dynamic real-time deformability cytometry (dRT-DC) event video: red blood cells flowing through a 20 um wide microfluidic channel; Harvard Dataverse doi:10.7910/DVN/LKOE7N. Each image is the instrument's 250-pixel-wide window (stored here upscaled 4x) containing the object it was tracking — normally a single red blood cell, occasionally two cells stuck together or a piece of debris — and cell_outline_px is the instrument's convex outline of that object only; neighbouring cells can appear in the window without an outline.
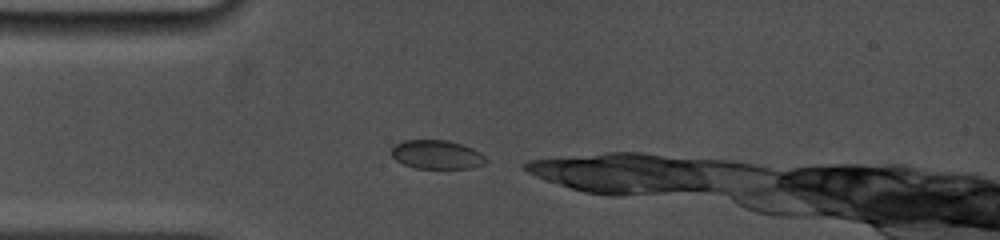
{"species": "common noctule bat (a hibernating species)", "species_latin": "Nyctalus noctula", "temperature_condition": "cold", "stored_images_in_passage": 54, "camera_frame_rate_fps": 5000, "um_per_image_px": 0.085, "animal": {"sex": "female", "body_mass_g": 19.0, "forearm_length_mm": 53.3}, "frame": {"image": 1, "passage_image": 2, "time_ms": 0.2, "image_size_px": [1000, 240], "cell_outline_px": [[488, 160], [484, 164], [472, 168], [416, 168], [404, 164], [396, 160], [392, 156], [392, 148], [396, 144], [404, 140], [448, 140], [472, 148], [480, 152]], "centroid_in_image_um": [37.14, 13.14], "position_along_channel_um": 47.9, "area_um2": 15.78}}
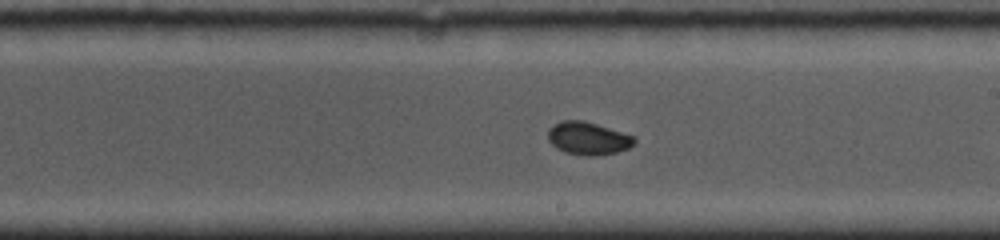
{"frame": {"image": 2, "passage_image": 28, "time_ms": 5.4, "image_size_px": [1000, 240], "cell_outline_px": [[636, 140], [628, 148], [616, 152], [596, 156], [588, 156], [564, 152], [556, 148], [548, 140], [548, 128], [552, 124], [560, 120], [584, 120], [636, 136]], "centroid_in_image_um": [49.96, 11.74], "position_along_channel_um": 239.0, "area_um2": 16.7}}
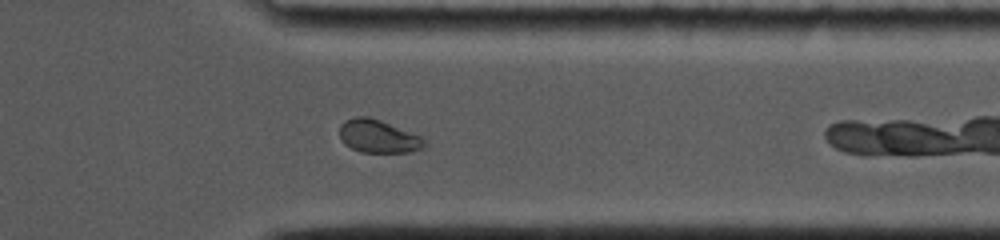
{"frame": {"image": 3, "passage_image": 46, "time_ms": 9.0, "image_size_px": [1000, 240], "cell_outline_px": [[424, 144], [420, 148], [408, 152], [360, 152], [344, 144], [340, 140], [340, 124], [356, 116], [368, 116], [380, 120], [420, 136], [424, 140]], "centroid_in_image_um": [32.09, 11.58], "position_along_channel_um": 379.3, "area_um2": 16.01}}